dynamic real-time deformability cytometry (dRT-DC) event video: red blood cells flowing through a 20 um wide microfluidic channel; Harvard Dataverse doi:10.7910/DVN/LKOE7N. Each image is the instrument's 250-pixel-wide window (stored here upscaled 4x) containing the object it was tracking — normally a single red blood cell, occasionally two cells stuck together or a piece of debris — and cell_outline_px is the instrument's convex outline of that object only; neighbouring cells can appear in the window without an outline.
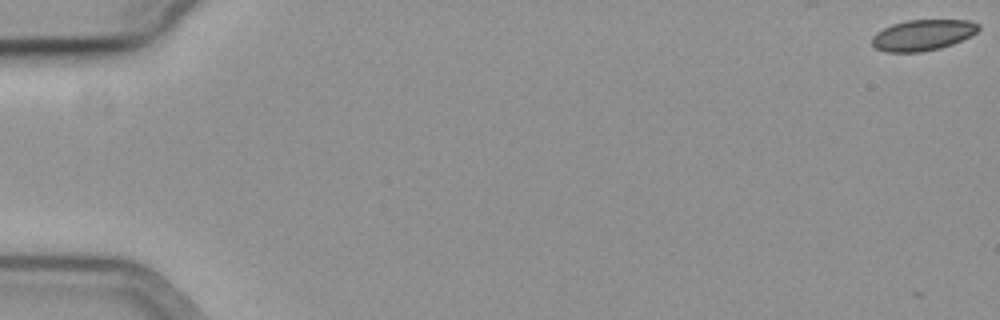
{"species": "common noctule bat (a hibernating species)", "species_latin": "Nyctalus noctula", "temperature_condition": "cold", "stored_images_in_passage": 13, "camera_frame_rate_fps": 3000, "um_per_image_px": 0.085, "animal": {"sex": "female", "body_mass_g": 19.3, "forearm_length_mm": 54.1}, "frame": {"image": 1, "passage_image": 1, "time_ms": 0.0, "image_size_px": [1000, 320], "cell_outline_px": [[980, 28], [976, 32], [952, 44], [940, 48], [920, 52], [884, 52], [876, 48], [872, 44], [872, 36], [876, 32], [892, 24], [908, 20], [968, 20], [980, 24]], "centroid_in_image_um": [78.4, 2.98], "position_along_channel_um": 6.6, "area_um2": 19.07}}